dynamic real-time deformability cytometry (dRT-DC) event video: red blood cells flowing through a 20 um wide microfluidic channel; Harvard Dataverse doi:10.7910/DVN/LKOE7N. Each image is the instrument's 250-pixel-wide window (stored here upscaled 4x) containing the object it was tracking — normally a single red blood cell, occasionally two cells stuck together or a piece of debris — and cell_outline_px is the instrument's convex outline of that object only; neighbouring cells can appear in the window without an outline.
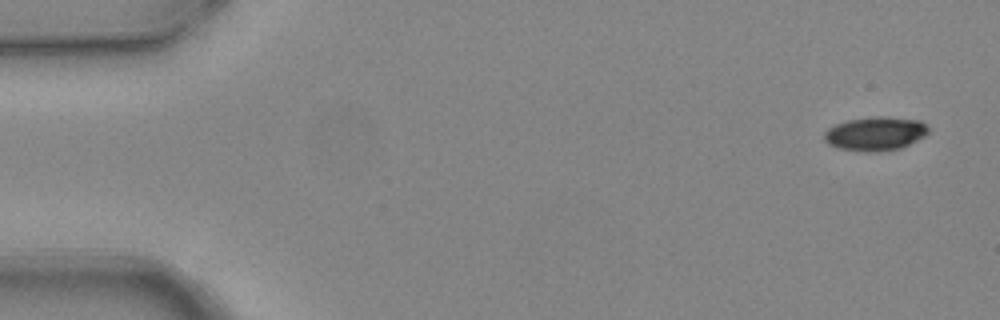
{"species": "common noctule bat (a hibernating species)", "species_latin": "Nyctalus noctula", "temperature_condition": "warm", "stored_images_in_passage": 7, "camera_frame_rate_fps": 3000, "um_per_image_px": 0.085, "animal": {"sex": "female", "body_mass_g": 24.6, "forearm_length_mm": 56.2}, "frame": {"image": 1, "passage_image": 1, "time_ms": 0.0, "image_size_px": [1000, 320], "cell_outline_px": [[928, 132], [924, 136], [900, 148], [876, 152], [864, 152], [836, 148], [828, 144], [824, 140], [824, 132], [828, 128], [836, 124], [848, 120], [872, 116], [880, 116], [920, 120], [928, 128]], "centroid_in_image_um": [74.36, 11.36], "position_along_channel_um": 10.6, "area_um2": 20.52}}
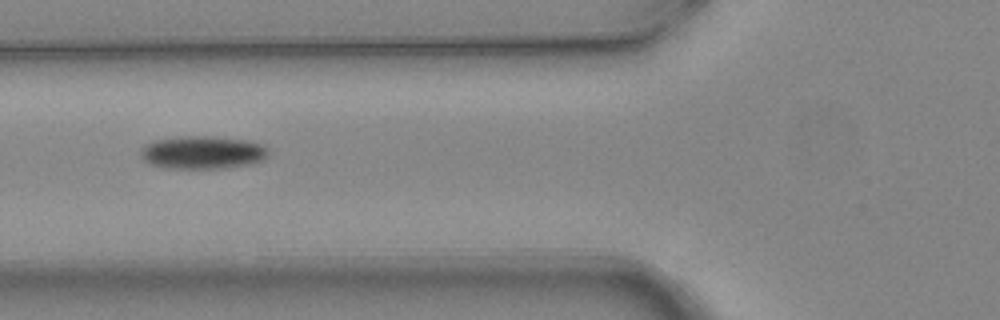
{"frame": {"image": 2, "passage_image": 6, "time_ms": 1.667, "image_size_px": [1000, 320], "cell_outline_px": [[268, 156], [264, 160], [252, 164], [224, 168], [164, 168], [148, 164], [140, 156], [140, 148], [144, 144], [156, 140], [184, 136], [212, 136], [248, 140], [260, 144], [268, 148]], "centroid_in_image_um": [17.21, 12.96], "position_along_channel_um": 108.6, "area_um2": 24.85}}
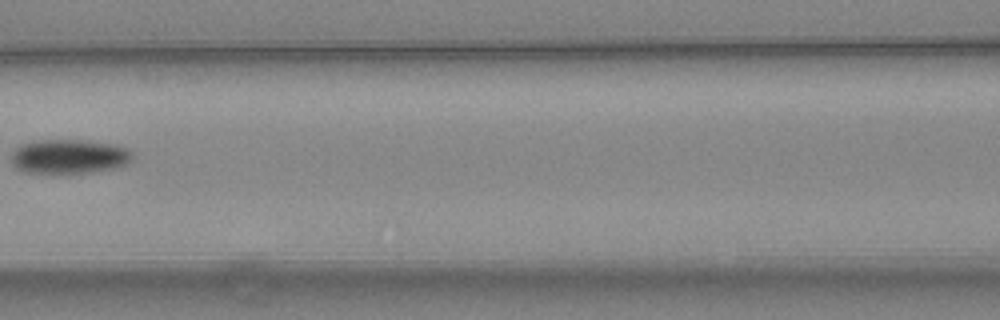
{"frame": {"image": 3, "passage_image": 7, "time_ms": 2.0, "image_size_px": [1000, 320], "cell_outline_px": [[132, 160], [128, 164], [116, 168], [96, 172], [24, 172], [16, 168], [12, 164], [12, 152], [16, 148], [24, 144], [36, 140], [84, 140], [116, 144], [128, 148], [132, 152]], "centroid_in_image_um": [5.93, 13.29], "position_along_channel_um": 160.7, "area_um2": 24.28}}